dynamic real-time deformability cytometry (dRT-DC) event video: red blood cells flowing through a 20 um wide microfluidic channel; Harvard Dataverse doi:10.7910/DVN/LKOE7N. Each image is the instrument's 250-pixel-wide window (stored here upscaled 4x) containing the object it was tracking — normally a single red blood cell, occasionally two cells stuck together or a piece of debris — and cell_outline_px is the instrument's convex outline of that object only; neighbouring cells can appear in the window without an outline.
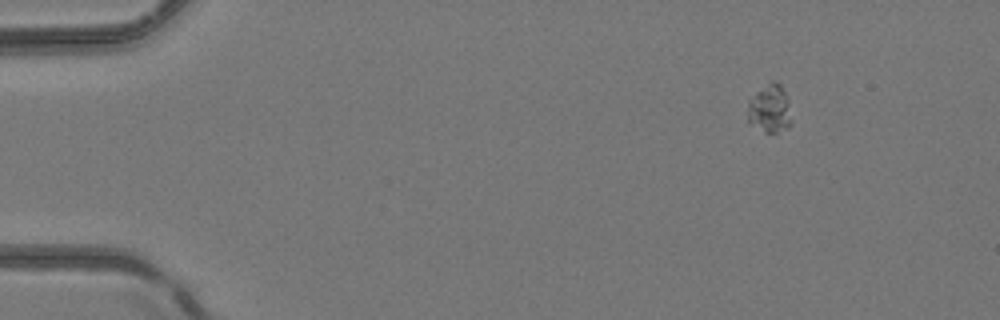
{"species": "common noctule bat (a hibernating species)", "species_latin": "Nyctalus noctula", "temperature_condition": "room temperature", "stored_images_in_passage": 3, "camera_frame_rate_fps": 3000, "um_per_image_px": 0.085, "animal": {"sex": "female", "body_mass_g": 24.6, "forearm_length_mm": 56.2}, "frame": {"image": 1, "passage_image": 1, "time_ms": 0.0, "image_size_px": [1000, 320], "cell_outline_px": [[792, 124], [788, 128], [776, 132], [764, 132], [748, 124], [748, 100], [756, 92], [772, 80], [776, 80], [780, 84], [788, 100]], "centroid_in_image_um": [65.42, 9.26], "position_along_channel_um": 19.6, "area_um2": 12.43}}